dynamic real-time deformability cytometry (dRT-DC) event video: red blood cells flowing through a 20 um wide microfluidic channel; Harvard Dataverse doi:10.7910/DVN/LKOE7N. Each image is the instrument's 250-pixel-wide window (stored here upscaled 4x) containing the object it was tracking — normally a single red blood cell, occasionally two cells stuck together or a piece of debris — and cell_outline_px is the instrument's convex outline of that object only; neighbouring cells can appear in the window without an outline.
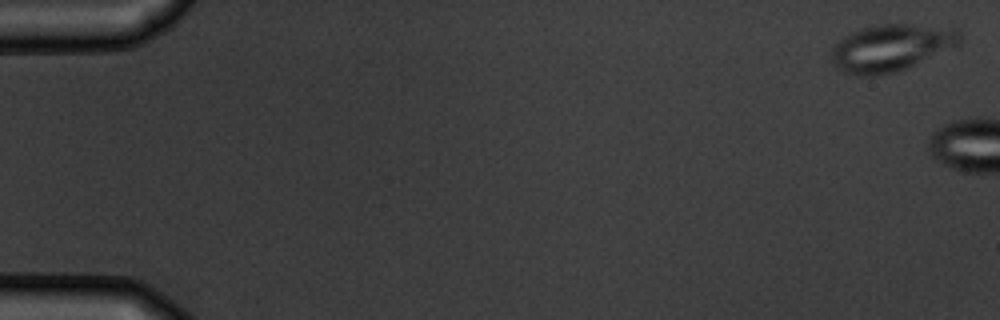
{"species": "common noctule bat (a hibernating species)", "species_latin": "Nyctalus noctula", "temperature_condition": "warm", "stored_images_in_passage": 3, "camera_frame_rate_fps": 3000, "um_per_image_px": 0.085, "animal": {"sex": "male", "body_mass_g": 19.5, "forearm_length_mm": 54.6}, "frame": {"image": 1, "passage_image": 1, "time_ms": 0.0, "image_size_px": [1000, 320], "cell_outline_px": [[960, 44], [952, 48], [896, 72], [880, 76], [856, 76], [840, 72], [836, 68], [832, 60], [832, 48], [844, 36], [852, 32], [864, 28], [880, 24], [908, 24], [960, 28]], "centroid_in_image_um": [75.74, 4.07], "position_along_channel_um": 9.3, "area_um2": 35.26}}